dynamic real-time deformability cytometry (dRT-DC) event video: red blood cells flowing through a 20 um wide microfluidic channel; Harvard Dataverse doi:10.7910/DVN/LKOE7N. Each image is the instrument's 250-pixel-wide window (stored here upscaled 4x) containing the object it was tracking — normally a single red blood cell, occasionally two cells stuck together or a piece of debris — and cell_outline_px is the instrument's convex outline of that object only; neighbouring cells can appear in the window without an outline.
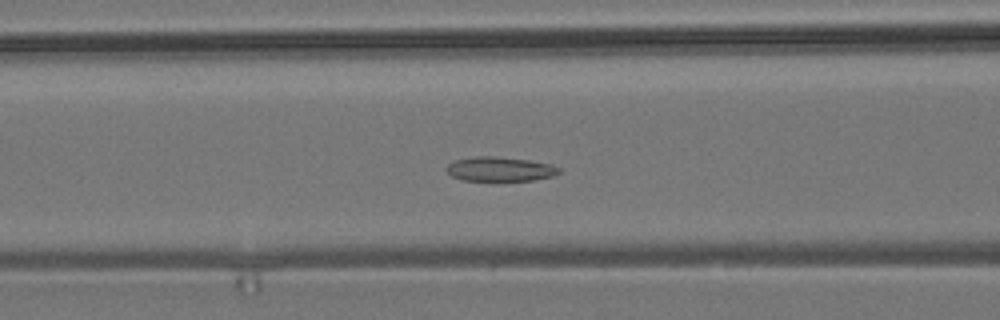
{"species": "common noctule bat (a hibernating species)", "species_latin": "Nyctalus noctula", "temperature_condition": "room temperature", "stored_images_in_passage": 45, "camera_frame_rate_fps": 3000, "um_per_image_px": 0.085, "animal": {"sex": "male", "body_mass_g": 19.2, "forearm_length_mm": 51.8}, "frame": {"image": 1, "passage_image": 14, "time_ms": 4.333, "image_size_px": [1000, 320], "cell_outline_px": [[560, 172], [552, 176], [532, 180], [460, 180], [452, 176], [448, 172], [448, 164], [456, 160], [472, 156], [492, 156], [528, 160], [552, 164], [560, 168]], "centroid_in_image_um": [42.5, 14.36], "position_along_channel_um": 124.1, "area_um2": 15.78}}
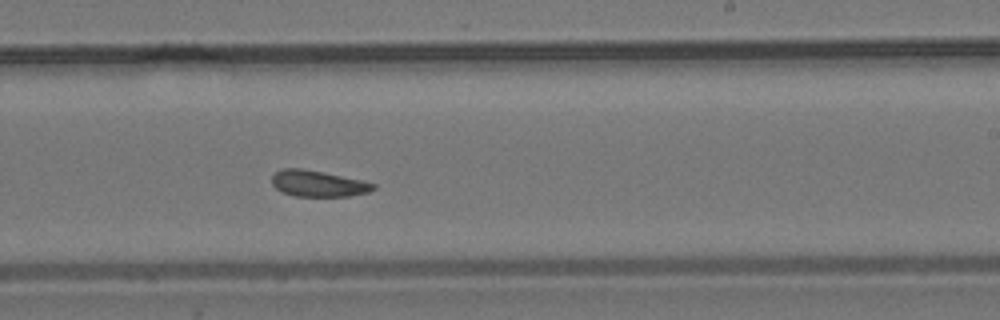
{"frame": {"image": 2, "passage_image": 25, "time_ms": 8.0, "image_size_px": [1000, 320], "cell_outline_px": [[376, 188], [368, 192], [348, 196], [296, 196], [280, 192], [272, 184], [272, 176], [276, 172], [284, 168], [300, 168], [324, 172], [360, 180], [376, 184]], "centroid_in_image_um": [27.02, 15.6], "position_along_channel_um": 262.0, "area_um2": 15.37}}
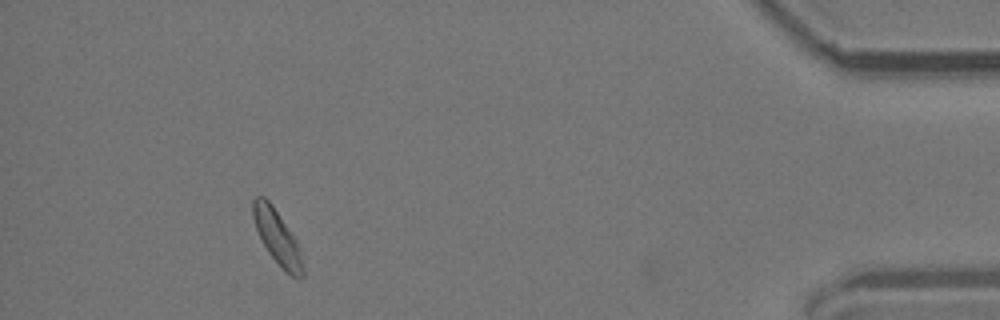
{"frame": {"image": 3, "passage_image": 42, "time_ms": 13.667, "image_size_px": [1000, 320], "cell_outline_px": [[304, 276], [292, 276], [268, 252], [256, 228], [252, 216], [252, 200], [256, 196], [264, 196], [272, 204], [296, 240], [300, 248], [304, 264]], "centroid_in_image_um": [23.56, 20.11], "position_along_channel_um": 411.6, "area_um2": 15.37}}